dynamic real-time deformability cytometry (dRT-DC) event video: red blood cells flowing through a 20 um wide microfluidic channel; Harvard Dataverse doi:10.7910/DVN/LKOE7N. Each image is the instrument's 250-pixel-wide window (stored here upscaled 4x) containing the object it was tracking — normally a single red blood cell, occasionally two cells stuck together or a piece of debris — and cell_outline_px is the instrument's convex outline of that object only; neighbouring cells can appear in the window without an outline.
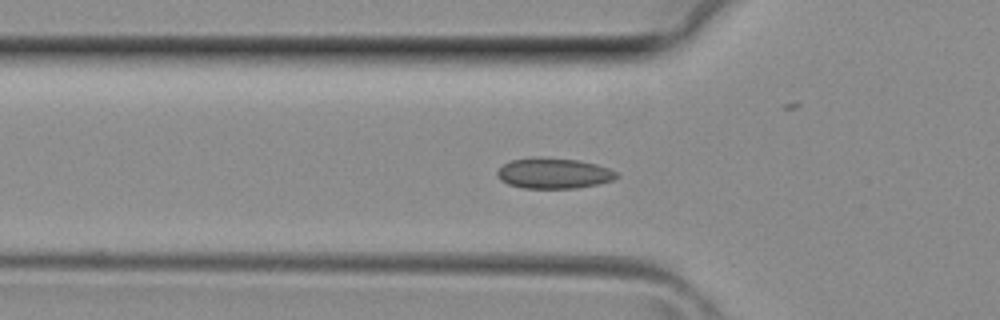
{"species": "common noctule bat (a hibernating species)", "species_latin": "Nyctalus noctula", "temperature_condition": "room temperature", "stored_images_in_passage": 35, "camera_frame_rate_fps": 3000, "um_per_image_px": 0.085, "animal": {"sex": "female", "body_mass_g": 29.2, "forearm_length_mm": 56.3}, "frame": {"image": 1, "passage_image": 12, "time_ms": 3.667, "image_size_px": [1000, 320], "cell_outline_px": [[620, 176], [612, 180], [600, 184], [576, 188], [524, 188], [508, 184], [500, 180], [496, 172], [508, 160], [536, 156], [540, 156], [580, 160], [596, 164], [608, 168], [616, 172]], "centroid_in_image_um": [47.06, 14.71], "position_along_channel_um": 78.7, "area_um2": 21.56}}
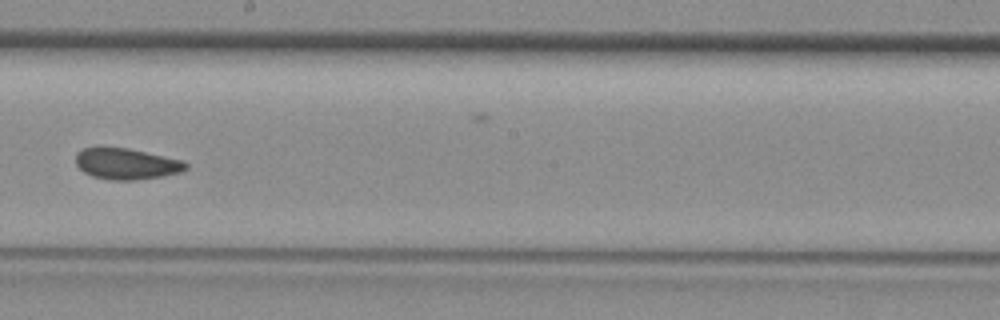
{"frame": {"image": 2, "passage_image": 21, "time_ms": 6.667, "image_size_px": [1000, 320], "cell_outline_px": [[188, 168], [180, 172], [160, 176], [136, 180], [112, 180], [92, 176], [84, 172], [76, 164], [76, 152], [84, 148], [128, 148], [184, 160], [188, 164]], "centroid_in_image_um": [10.76, 13.92], "position_along_channel_um": 237.4, "area_um2": 19.83}}
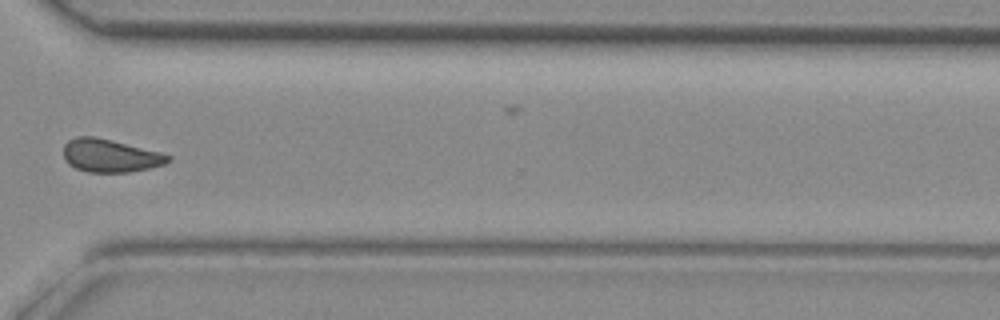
{"frame": {"image": 3, "passage_image": 28, "time_ms": 9.0, "image_size_px": [1000, 320], "cell_outline_px": [[172, 160], [164, 164], [148, 168], [128, 172], [88, 172], [76, 168], [68, 164], [64, 160], [64, 144], [68, 140], [76, 136], [96, 136], [160, 152], [172, 156]], "centroid_in_image_um": [9.35, 13.22], "position_along_channel_um": 361.3, "area_um2": 20.17}}